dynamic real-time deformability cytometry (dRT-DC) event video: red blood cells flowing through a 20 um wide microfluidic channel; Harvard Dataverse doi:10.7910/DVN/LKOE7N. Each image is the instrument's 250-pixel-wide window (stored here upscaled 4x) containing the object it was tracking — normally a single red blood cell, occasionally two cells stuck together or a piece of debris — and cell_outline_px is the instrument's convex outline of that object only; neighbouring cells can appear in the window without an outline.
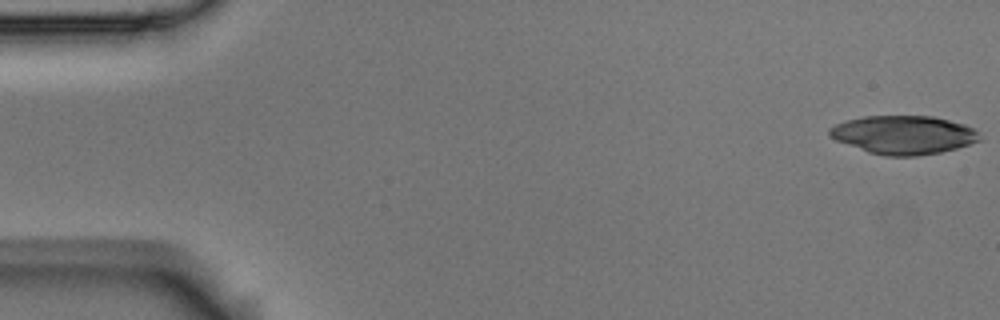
{"species": "Egyptian fruit bat (a non-hibernating species)", "species_latin": "Rousettus aegyptiacus", "temperature_condition": "room temperature", "stored_images_in_passage": 4, "camera_frame_rate_fps": 3000, "um_per_image_px": 0.085, "animal": {"sex": "male"}, "frame": {"image": 1, "passage_image": 1, "time_ms": 0.0, "image_size_px": [1000, 320], "cell_outline_px": [[984, 140], [956, 148], [940, 152], [916, 156], [884, 156], [868, 152], [836, 140], [828, 136], [828, 128], [836, 124], [848, 120], [864, 116], [932, 116], [964, 124], [980, 132]], "centroid_in_image_um": [76.83, 11.46], "position_along_channel_um": 8.2, "area_um2": 33.81}}